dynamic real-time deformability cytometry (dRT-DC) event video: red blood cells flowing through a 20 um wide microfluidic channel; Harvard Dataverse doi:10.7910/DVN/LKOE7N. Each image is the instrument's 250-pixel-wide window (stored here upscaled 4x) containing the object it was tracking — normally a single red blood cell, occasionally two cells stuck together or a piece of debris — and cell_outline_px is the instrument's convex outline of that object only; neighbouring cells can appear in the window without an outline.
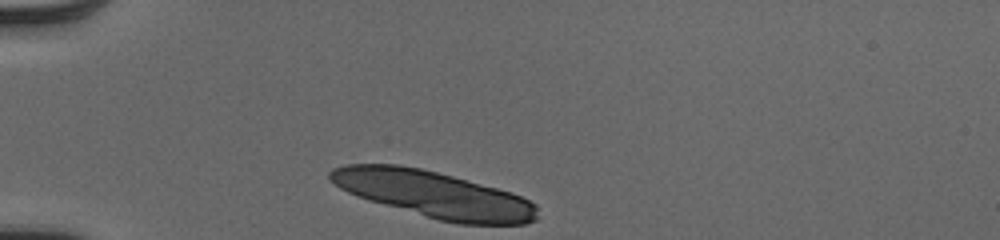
{"species": "human", "species_latin": "Homo sapiens", "temperature_condition": "cold", "stored_images_in_passage": 31, "segment_of_instrument_passage": [1, 2], "camera_frame_rate_fps": 3000, "um_per_image_px": 0.085, "donor": {"sex": "male"}, "frame": {"image": 1, "passage_image": 1, "time_ms": 0.0, "image_size_px": [1000, 240], "cell_outline_px": [[536, 220], [524, 224], [460, 224], [440, 220], [368, 200], [348, 192], [340, 188], [328, 176], [328, 172], [332, 168], [344, 164], [400, 164], [420, 168], [452, 176], [512, 192], [536, 204]], "centroid_in_image_um": [36.86, 16.51], "position_along_channel_um": 48.1, "area_um2": 55.72}}